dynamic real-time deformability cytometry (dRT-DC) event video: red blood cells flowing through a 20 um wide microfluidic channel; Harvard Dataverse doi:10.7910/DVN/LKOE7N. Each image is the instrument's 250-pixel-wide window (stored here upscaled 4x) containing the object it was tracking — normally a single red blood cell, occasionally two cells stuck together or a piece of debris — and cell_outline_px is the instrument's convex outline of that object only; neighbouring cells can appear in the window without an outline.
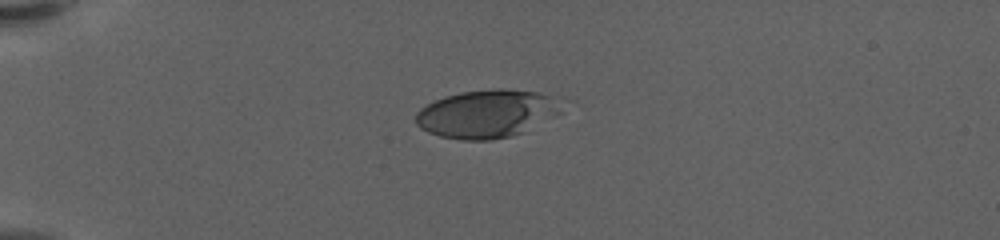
{"species": "human", "species_latin": "Homo sapiens", "temperature_condition": "warm", "stored_images_in_passage": 44, "camera_frame_rate_fps": 3000, "um_per_image_px": 0.085, "donor": {"sex": "female"}, "frame": {"image": 1, "passage_image": 1, "time_ms": 0.0, "image_size_px": [1000, 240], "cell_outline_px": [[576, 100], [564, 112], [524, 132], [512, 136], [492, 140], [464, 140], [440, 136], [428, 132], [420, 128], [416, 124], [416, 112], [420, 108], [436, 100], [460, 92], [496, 88], [504, 88], [536, 92], [564, 96]], "centroid_in_image_um": [41.62, 9.64], "position_along_channel_um": 43.4, "area_um2": 42.37}}
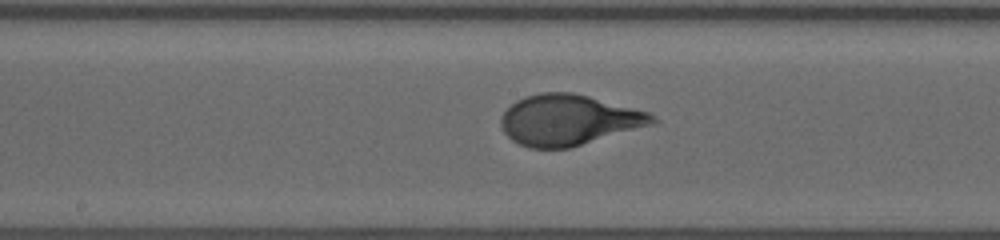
{"frame": {"image": 2, "passage_image": 18, "time_ms": 5.667, "image_size_px": [1000, 240], "cell_outline_px": [[660, 120], [656, 124], [568, 148], [528, 148], [512, 140], [504, 132], [500, 124], [500, 116], [516, 100], [524, 96], [540, 92], [572, 92], [588, 96], [648, 112], [656, 116]], "centroid_in_image_um": [48.34, 10.2], "position_along_channel_um": 199.9, "area_um2": 44.74}}
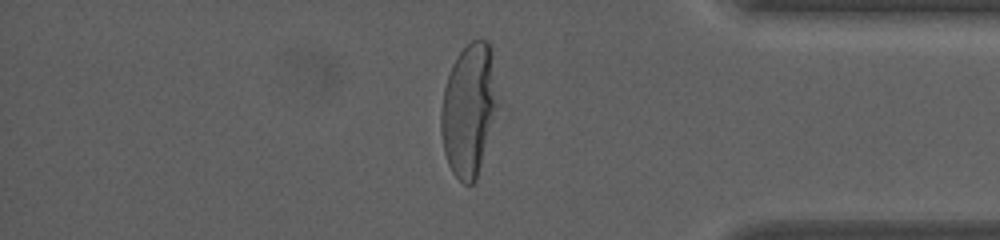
{"frame": {"image": 3, "passage_image": 36, "time_ms": 11.667, "image_size_px": [1000, 240], "cell_outline_px": [[496, 108], [476, 180], [472, 184], [464, 184], [452, 172], [448, 164], [444, 152], [440, 132], [440, 108], [444, 88], [452, 64], [456, 56], [472, 40], [488, 40], [492, 52], [496, 104]], "centroid_in_image_um": [39.8, 9.33], "position_along_channel_um": 395.4, "area_um2": 42.95}, "authors_computed_cell_mechanics": {"area_um2": 43.2055, "velocity_mm_per_s": 3.5382, "shape_relaxation_time_tau1_ms": 5.5505, "shape_relaxation_time_tau2_ms": null, "deformation_change_tau1": 0.2513, "deformation_change_tau2": null}}